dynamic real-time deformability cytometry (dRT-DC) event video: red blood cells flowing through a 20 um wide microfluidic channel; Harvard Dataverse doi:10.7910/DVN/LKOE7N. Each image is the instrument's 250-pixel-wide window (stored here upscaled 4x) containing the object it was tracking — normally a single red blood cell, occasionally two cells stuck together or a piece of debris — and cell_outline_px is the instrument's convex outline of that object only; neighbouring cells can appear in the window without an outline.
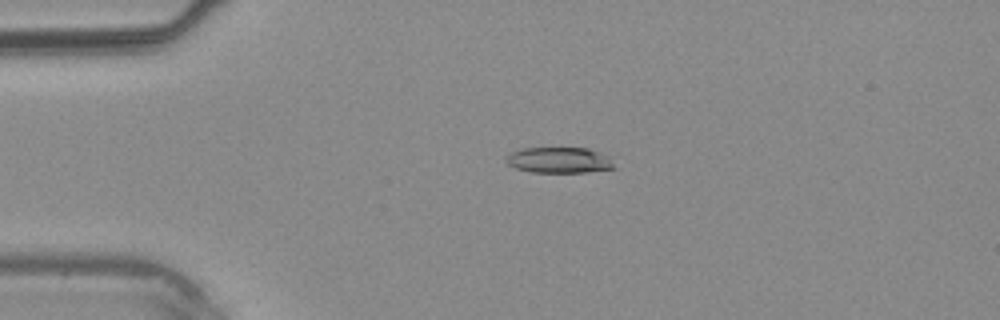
{"species": "common noctule bat (a hibernating species)", "species_latin": "Nyctalus noctula", "temperature_condition": "warm", "stored_images_in_passage": 39, "camera_frame_rate_fps": 3000, "um_per_image_px": 0.085, "animal": {"sex": "male", "body_mass_g": 20.4}, "frame": {"image": 1, "passage_image": 9, "time_ms": 2.667, "image_size_px": [1000, 320], "cell_outline_px": [[616, 168], [588, 172], [528, 172], [516, 168], [508, 164], [504, 160], [512, 152], [520, 148], [588, 148], [600, 152]], "centroid_in_image_um": [47.47, 13.61], "position_along_channel_um": 37.5, "area_um2": 16.07}}
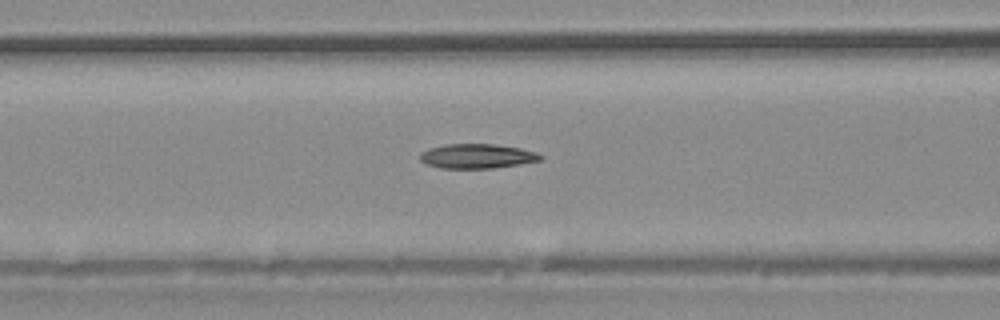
{"frame": {"image": 2, "passage_image": 16, "time_ms": 5.0, "image_size_px": [1000, 320], "cell_outline_px": [[544, 156], [540, 160], [492, 168], [440, 168], [424, 164], [420, 160], [420, 152], [428, 148], [444, 144], [492, 144], [520, 148], [536, 152]], "centroid_in_image_um": [40.48, 13.27], "position_along_channel_um": 126.1, "area_um2": 17.17}}
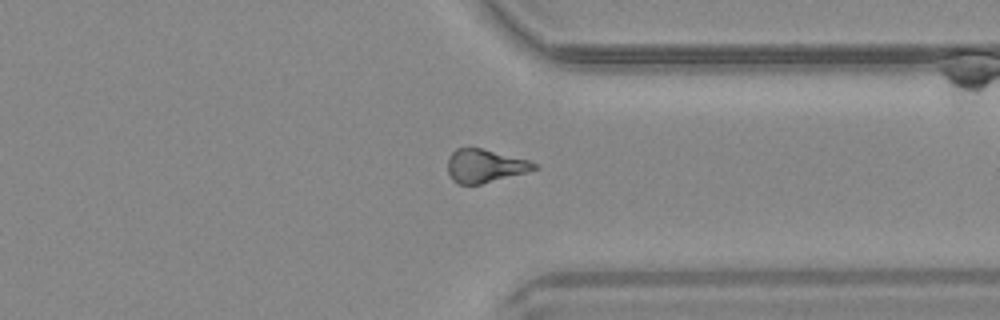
{"frame": {"image": 3, "passage_image": 30, "time_ms": 9.667, "image_size_px": [1000, 320], "cell_outline_px": [[540, 168], [528, 172], [480, 184], [456, 184], [452, 180], [448, 172], [448, 156], [456, 148], [480, 148], [528, 160], [540, 164]], "centroid_in_image_um": [41.23, 14.11], "position_along_channel_um": 370.2, "area_um2": 16.82}}